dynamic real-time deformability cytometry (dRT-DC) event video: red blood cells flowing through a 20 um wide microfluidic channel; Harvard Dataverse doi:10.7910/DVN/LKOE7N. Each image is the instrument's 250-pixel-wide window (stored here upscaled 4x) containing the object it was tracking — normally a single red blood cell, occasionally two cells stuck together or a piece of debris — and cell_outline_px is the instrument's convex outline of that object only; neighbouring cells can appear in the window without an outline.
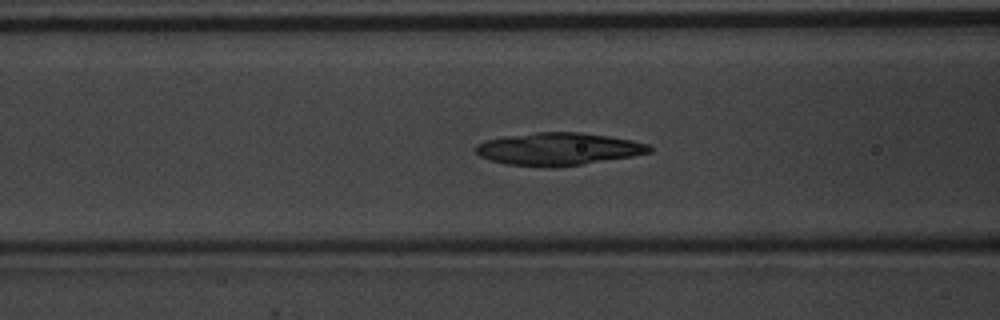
{"species": "common noctule bat (a hibernating species)", "species_latin": "Nyctalus noctula", "temperature_condition": "warm", "stored_images_in_passage": 54, "camera_frame_rate_fps": 3000, "um_per_image_px": 0.085, "animal": {"sex": "male", "body_mass_g": 20.1, "forearm_length_mm": 53.5}, "frame": {"image": 1, "passage_image": 22, "time_ms": 7.0, "image_size_px": [1000, 320], "cell_outline_px": [[652, 152], [632, 156], [584, 164], [552, 168], [548, 168], [508, 164], [492, 160], [480, 156], [476, 152], [476, 144], [488, 140], [508, 136], [536, 132], [580, 132], [608, 136], [632, 140], [648, 144], [652, 148]], "centroid_in_image_um": [47.49, 12.67], "position_along_channel_um": 119.1, "area_um2": 32.83}}
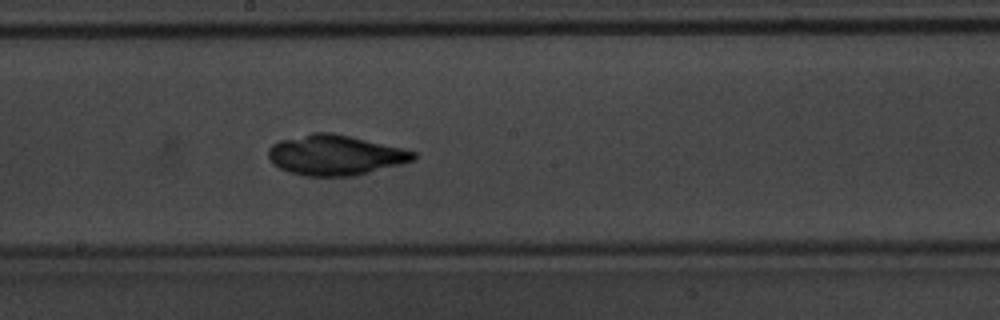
{"frame": {"image": 2, "passage_image": 30, "time_ms": 9.667, "image_size_px": [1000, 320], "cell_outline_px": [[416, 160], [352, 176], [304, 176], [288, 172], [272, 164], [268, 156], [268, 148], [272, 144], [280, 140], [312, 132], [332, 132], [400, 148], [416, 152]], "centroid_in_image_um": [28.43, 13.18], "position_along_channel_um": 219.8, "area_um2": 33.81}}
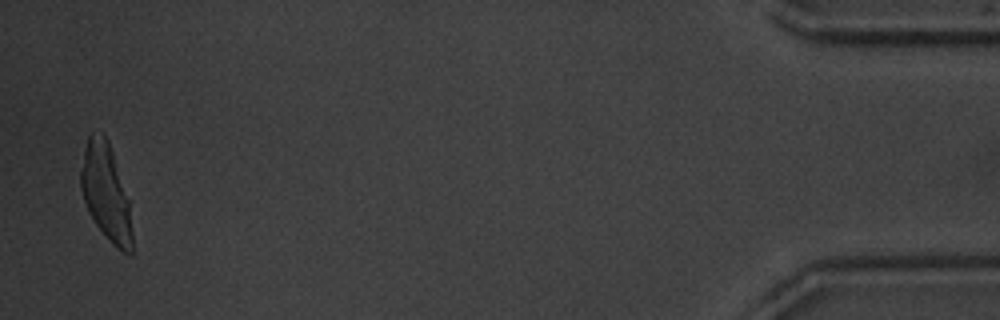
{"frame": {"image": 3, "passage_image": 53, "time_ms": 17.333, "image_size_px": [1000, 320], "cell_outline_px": [[132, 256], [116, 248], [112, 244], [96, 224], [88, 212], [80, 188], [80, 172], [84, 148], [88, 136], [92, 132], [104, 136], [108, 140], [128, 200], [132, 232]], "centroid_in_image_um": [8.98, 16.39], "position_along_channel_um": 426.2, "area_um2": 28.44}}